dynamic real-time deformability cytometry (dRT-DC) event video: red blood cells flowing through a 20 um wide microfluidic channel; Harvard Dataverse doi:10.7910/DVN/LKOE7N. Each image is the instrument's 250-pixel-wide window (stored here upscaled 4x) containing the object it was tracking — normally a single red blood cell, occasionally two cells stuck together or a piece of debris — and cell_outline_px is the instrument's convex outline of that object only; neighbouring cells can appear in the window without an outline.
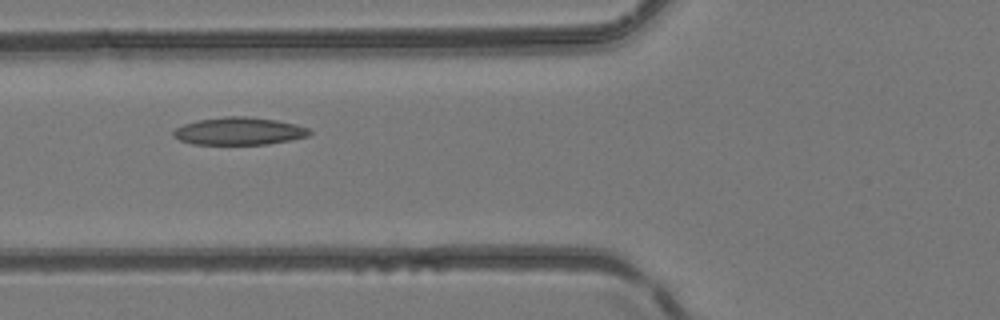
{"species": "common noctule bat (a hibernating species)", "species_latin": "Nyctalus noctula", "temperature_condition": "room temperature", "stored_images_in_passage": 4, "camera_frame_rate_fps": 3000, "um_per_image_px": 0.085, "animal": {"sex": "female", "body_mass_g": 24.6, "forearm_length_mm": 56.2}, "frame": {"image": 1, "passage_image": 3, "time_ms": 0.667, "image_size_px": [1000, 320], "cell_outline_px": [[312, 132], [308, 136], [268, 144], [192, 144], [180, 140], [172, 136], [172, 132], [176, 128], [184, 124], [196, 120], [228, 116], [248, 116], [276, 120], [296, 124], [308, 128]], "centroid_in_image_um": [20.3, 11.14], "position_along_channel_um": 105.5, "area_um2": 21.85}}
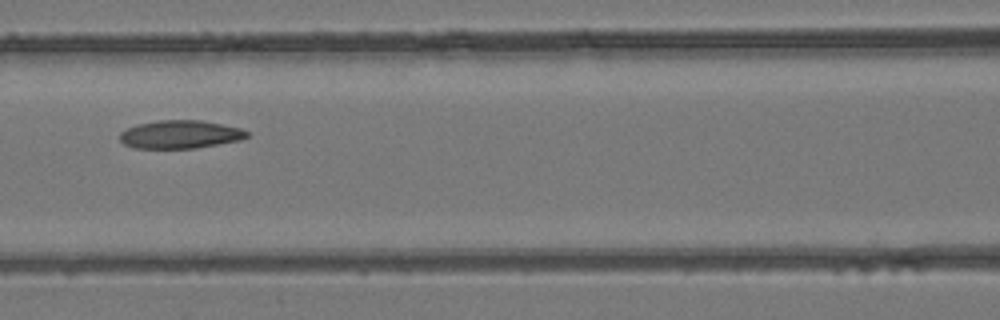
{"frame": {"image": 2, "passage_image": 4, "time_ms": 1.0, "image_size_px": [1000, 320], "cell_outline_px": [[248, 136], [240, 140], [196, 148], [132, 148], [124, 144], [120, 140], [120, 132], [136, 124], [160, 120], [200, 120], [240, 128], [248, 132]], "centroid_in_image_um": [15.28, 11.43], "position_along_channel_um": 151.3, "area_um2": 20.75}}